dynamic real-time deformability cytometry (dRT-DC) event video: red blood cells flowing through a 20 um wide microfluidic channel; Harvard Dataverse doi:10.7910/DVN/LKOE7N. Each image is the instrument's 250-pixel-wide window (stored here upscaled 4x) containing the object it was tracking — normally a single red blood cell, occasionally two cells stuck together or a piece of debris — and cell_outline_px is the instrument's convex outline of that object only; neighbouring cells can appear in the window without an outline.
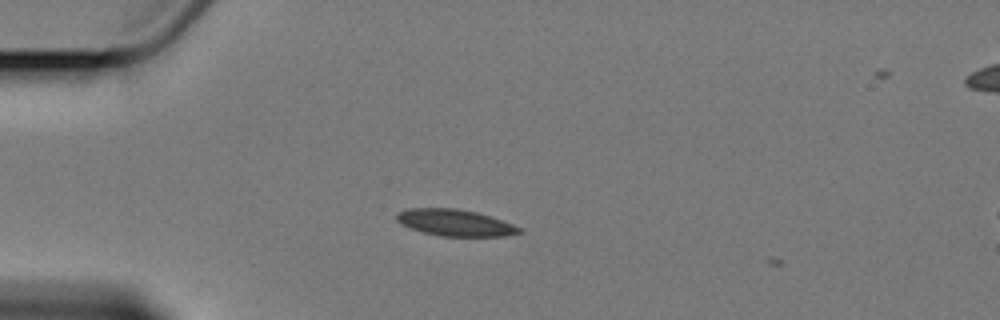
{"species": "Egyptian fruit bat (a non-hibernating species)", "species_latin": "Rousettus aegyptiacus", "temperature_condition": "cold", "stored_images_in_passage": 3, "camera_frame_rate_fps": 3000, "um_per_image_px": 0.085, "animal": {"sex": "female"}, "frame": {"image": 1, "passage_image": 1, "time_ms": 0.0, "image_size_px": [1000, 320], "cell_outline_px": [[524, 232], [504, 236], [440, 236], [424, 232], [400, 224], [396, 220], [396, 212], [408, 208], [456, 208], [476, 212], [512, 224], [520, 228]], "centroid_in_image_um": [38.64, 18.92], "position_along_channel_um": 46.4, "area_um2": 18.84}}
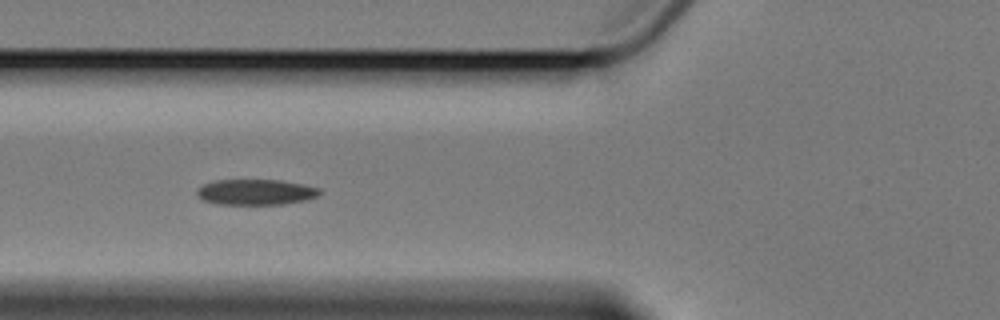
{"frame": {"image": 2, "passage_image": 3, "time_ms": 2.333, "image_size_px": [1000, 320], "cell_outline_px": [[324, 192], [320, 196], [308, 200], [284, 204], [220, 204], [204, 200], [196, 196], [196, 188], [204, 184], [216, 180], [280, 180], [304, 184], [320, 188]], "centroid_in_image_um": [21.8, 16.32], "position_along_channel_um": 104.0, "area_um2": 18.61}}